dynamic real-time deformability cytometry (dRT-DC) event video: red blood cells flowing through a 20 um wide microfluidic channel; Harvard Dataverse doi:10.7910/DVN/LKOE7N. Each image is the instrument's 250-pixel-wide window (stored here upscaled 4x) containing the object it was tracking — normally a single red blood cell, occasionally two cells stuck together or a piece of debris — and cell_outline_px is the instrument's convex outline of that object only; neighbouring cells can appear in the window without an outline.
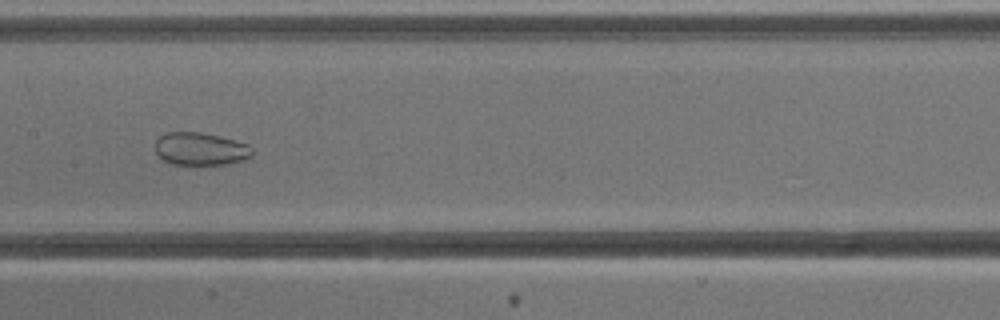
{"species": "common noctule bat (a hibernating species)", "species_latin": "Nyctalus noctula", "temperature_condition": "cold", "stored_images_in_passage": 9, "camera_frame_rate_fps": 3000, "um_per_image_px": 0.085, "animal": {"sex": "male", "body_mass_g": 13.3}, "frame": {"image": 1, "passage_image": 8, "time_ms": 8.0, "image_size_px": [1000, 320], "cell_outline_px": [[252, 156], [240, 160], [224, 164], [168, 164], [156, 152], [156, 140], [160, 136], [168, 132], [200, 132], [220, 136], [248, 144], [252, 148]], "centroid_in_image_um": [17.03, 12.65], "position_along_channel_um": 190.4, "area_um2": 18.32}}